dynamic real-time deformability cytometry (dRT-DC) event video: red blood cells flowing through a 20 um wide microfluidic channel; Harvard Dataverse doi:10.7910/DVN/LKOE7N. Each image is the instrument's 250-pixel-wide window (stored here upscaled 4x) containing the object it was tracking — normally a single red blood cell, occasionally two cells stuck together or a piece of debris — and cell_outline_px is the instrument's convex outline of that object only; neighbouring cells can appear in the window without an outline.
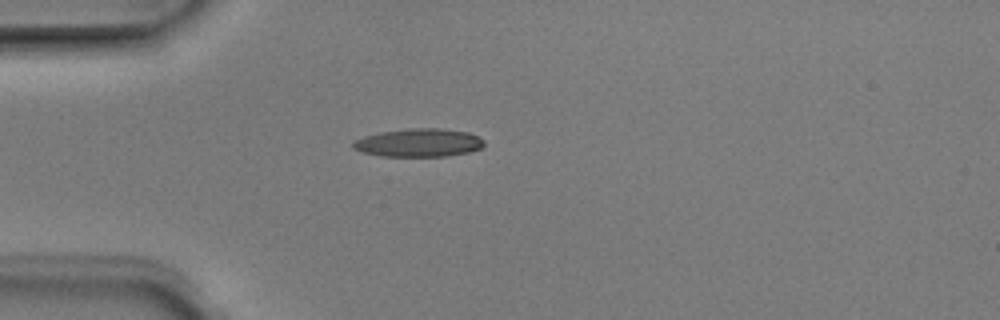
{"species": "Egyptian fruit bat (a non-hibernating species)", "species_latin": "Rousettus aegyptiacus", "temperature_condition": "room temperature", "stored_images_in_passage": 1, "camera_frame_rate_fps": 3000, "um_per_image_px": 0.085, "animal": {"sex": "male"}, "frame": {"image": 1, "passage_image": 1, "time_ms": 0.0, "image_size_px": [1000, 320], "cell_outline_px": [[484, 144], [480, 148], [472, 152], [448, 156], [380, 156], [364, 152], [352, 148], [352, 140], [364, 136], [380, 132], [412, 128], [440, 128], [468, 132], [484, 140]], "centroid_in_image_um": [35.59, 12.13], "position_along_channel_um": 49.4, "area_um2": 21.62}}